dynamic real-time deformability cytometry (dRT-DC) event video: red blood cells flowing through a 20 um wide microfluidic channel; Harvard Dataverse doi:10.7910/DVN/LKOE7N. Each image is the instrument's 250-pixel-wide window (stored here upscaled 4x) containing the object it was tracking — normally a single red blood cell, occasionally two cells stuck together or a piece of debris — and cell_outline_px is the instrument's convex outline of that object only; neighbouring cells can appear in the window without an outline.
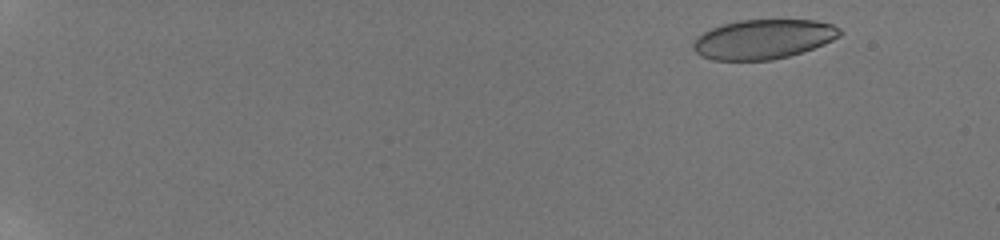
{"species": "human", "species_latin": "Homo sapiens", "temperature_condition": "room temperature", "stored_images_in_passage": 18, "camera_frame_rate_fps": 3000, "um_per_image_px": 0.085, "donor": {"sex": "male"}, "frame": {"image": 1, "passage_image": 3, "time_ms": 1.333, "image_size_px": [1000, 240], "cell_outline_px": [[844, 32], [840, 36], [824, 44], [788, 56], [772, 60], [712, 60], [700, 56], [692, 48], [692, 44], [704, 32], [712, 28], [724, 24], [740, 20], [816, 20], [832, 24], [840, 28]], "centroid_in_image_um": [64.9, 3.33], "position_along_channel_um": 20.1, "area_um2": 33.64}}
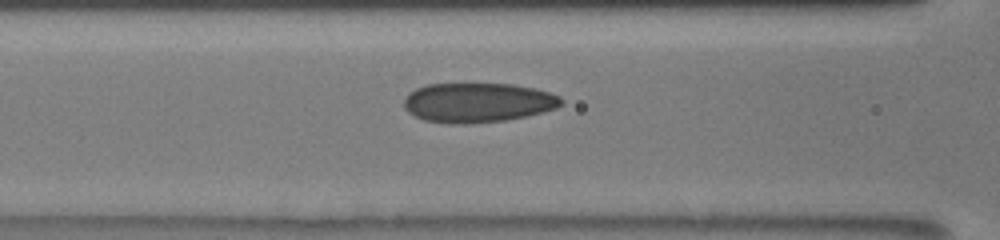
{"frame": {"image": 2, "passage_image": 14, "time_ms": 8.667, "image_size_px": [1000, 240], "cell_outline_px": [[564, 104], [556, 108], [544, 112], [528, 116], [504, 120], [468, 124], [448, 124], [424, 120], [408, 112], [404, 108], [404, 96], [408, 92], [424, 84], [512, 84], [536, 88], [560, 96], [564, 100]], "centroid_in_image_um": [40.61, 8.72], "position_along_channel_um": 126.0, "area_um2": 36.7}}
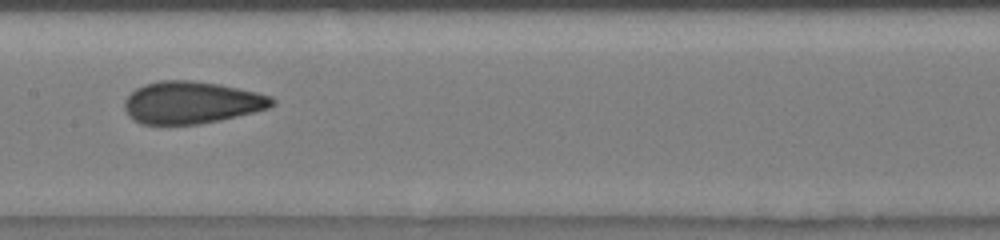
{"frame": {"image": 3, "passage_image": 17, "time_ms": 10.333, "image_size_px": [1000, 240], "cell_outline_px": [[276, 104], [268, 108], [220, 120], [200, 124], [140, 124], [132, 120], [128, 116], [124, 108], [124, 100], [136, 88], [144, 84], [160, 80], [192, 80], [220, 84], [256, 92], [272, 96], [276, 100]], "centroid_in_image_um": [16.26, 8.71], "position_along_channel_um": 191.1, "area_um2": 36.47}}